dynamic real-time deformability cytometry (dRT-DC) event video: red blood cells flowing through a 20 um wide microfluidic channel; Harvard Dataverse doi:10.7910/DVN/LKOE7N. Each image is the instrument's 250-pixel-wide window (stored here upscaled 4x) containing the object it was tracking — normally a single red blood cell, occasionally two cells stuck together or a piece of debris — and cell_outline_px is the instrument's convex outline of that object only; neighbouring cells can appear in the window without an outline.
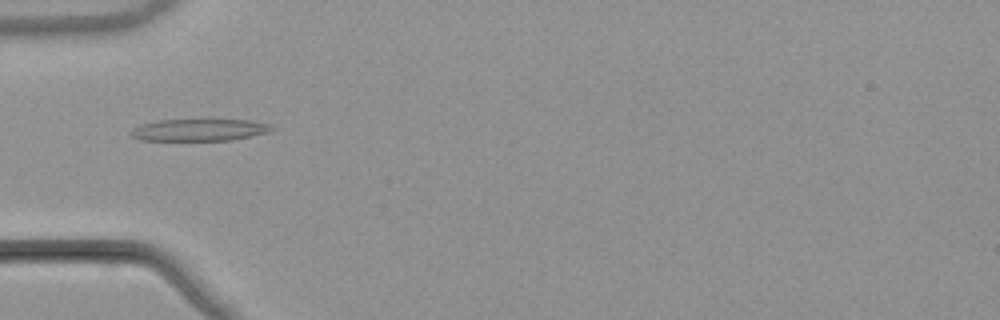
{"species": "common noctule bat (a hibernating species)", "species_latin": "Nyctalus noctula", "temperature_condition": "warm", "stored_images_in_passage": 52, "camera_frame_rate_fps": 3000, "um_per_image_px": 0.085, "animal": {"sex": "male", "body_mass_g": 21.5, "forearm_length_mm": 52.0}, "frame": {"image": 1, "passage_image": 17, "time_ms": 5.333, "image_size_px": [1000, 320], "cell_outline_px": [[276, 128], [268, 132], [232, 140], [140, 140], [132, 136], [128, 132], [132, 128], [140, 124], [160, 120], [248, 120], [272, 124]], "centroid_in_image_um": [16.93, 11.04], "position_along_channel_um": 68.1, "area_um2": 18.03}}
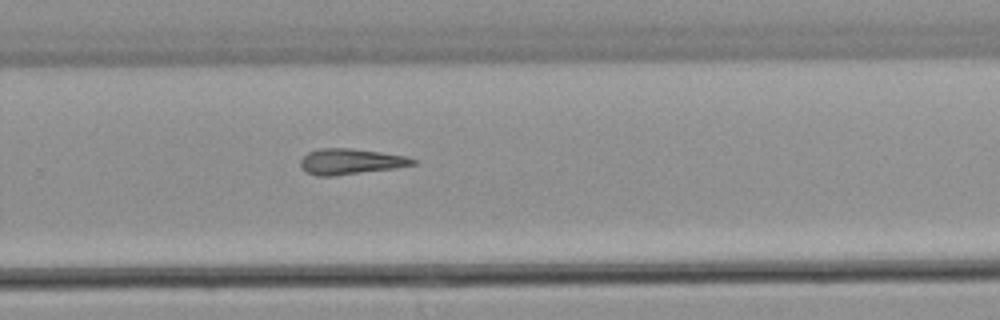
{"frame": {"image": 2, "passage_image": 35, "time_ms": 11.333, "image_size_px": [1000, 320], "cell_outline_px": [[416, 164], [396, 168], [336, 176], [316, 176], [308, 172], [300, 164], [300, 160], [308, 152], [320, 148], [352, 148], [408, 156], [416, 160]], "centroid_in_image_um": [29.83, 13.73], "position_along_channel_um": 300.0, "area_um2": 16.88}}
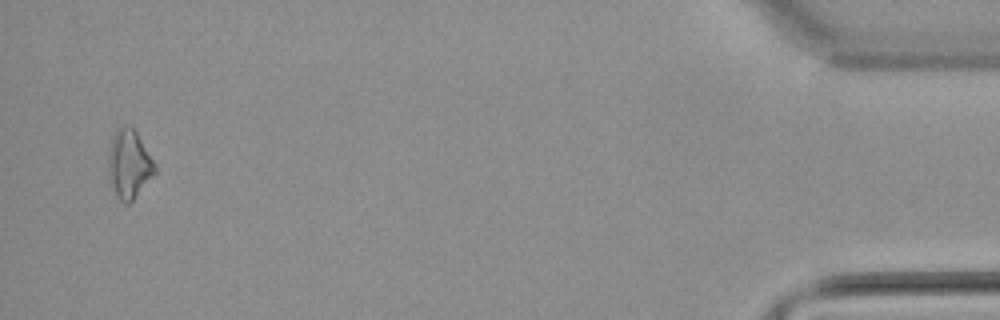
{"frame": {"image": 3, "passage_image": 51, "time_ms": 16.667, "image_size_px": [1000, 320], "cell_outline_px": [[156, 172], [132, 200], [128, 204], [124, 204], [120, 200], [108, 180], [108, 156], [112, 136], [116, 128], [124, 124], [132, 128], [136, 132], [156, 164]], "centroid_in_image_um": [10.95, 13.93], "position_along_channel_um": 424.3, "area_um2": 18.55}}